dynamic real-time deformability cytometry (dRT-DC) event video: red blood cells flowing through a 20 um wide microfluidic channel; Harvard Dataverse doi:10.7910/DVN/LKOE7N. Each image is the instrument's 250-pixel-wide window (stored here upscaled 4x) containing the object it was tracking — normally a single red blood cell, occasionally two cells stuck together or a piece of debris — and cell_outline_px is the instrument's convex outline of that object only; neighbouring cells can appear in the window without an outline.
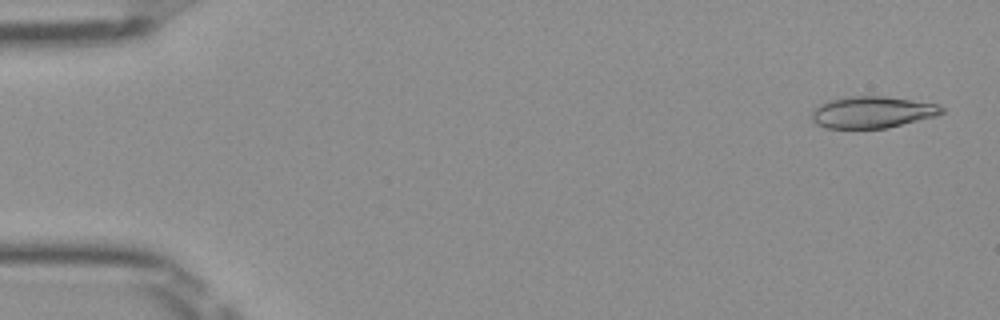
{"species": "Egyptian fruit bat (a non-hibernating species)", "species_latin": "Rousettus aegyptiacus", "temperature_condition": "room temperature", "stored_images_in_passage": 21, "camera_frame_rate_fps": 3000, "um_per_image_px": 0.085, "frame": {"image": 1, "passage_image": 1, "time_ms": 0.0, "image_size_px": [1000, 320], "cell_outline_px": [[944, 112], [936, 116], [888, 128], [824, 128], [816, 124], [812, 120], [812, 112], [820, 104], [828, 100], [848, 96], [884, 96], [940, 104], [944, 108]], "centroid_in_image_um": [74.16, 9.53], "position_along_channel_um": 10.8, "area_um2": 24.1}}
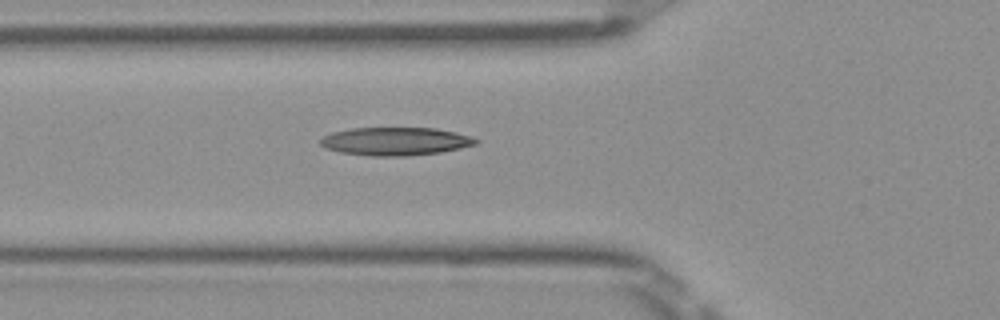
{"frame": {"image": 2, "passage_image": 17, "time_ms": 5.333, "image_size_px": [1000, 320], "cell_outline_px": [[480, 140], [476, 144], [460, 148], [440, 152], [408, 156], [368, 156], [340, 152], [324, 148], [320, 144], [320, 140], [324, 136], [332, 132], [352, 128], [436, 128], [456, 132], [472, 136]], "centroid_in_image_um": [33.62, 12.01], "position_along_channel_um": 92.2, "area_um2": 25.61}}
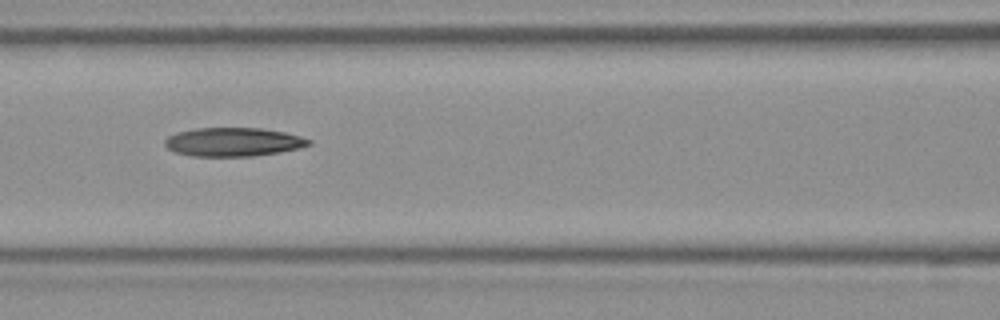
{"frame": {"image": 3, "passage_image": 21, "time_ms": 6.667, "image_size_px": [1000, 320], "cell_outline_px": [[312, 144], [300, 148], [252, 156], [192, 156], [176, 152], [168, 148], [164, 144], [164, 140], [168, 136], [176, 132], [196, 128], [260, 128], [284, 132], [300, 136], [312, 140]], "centroid_in_image_um": [19.82, 12.06], "position_along_channel_um": 146.8, "area_um2": 23.99}}